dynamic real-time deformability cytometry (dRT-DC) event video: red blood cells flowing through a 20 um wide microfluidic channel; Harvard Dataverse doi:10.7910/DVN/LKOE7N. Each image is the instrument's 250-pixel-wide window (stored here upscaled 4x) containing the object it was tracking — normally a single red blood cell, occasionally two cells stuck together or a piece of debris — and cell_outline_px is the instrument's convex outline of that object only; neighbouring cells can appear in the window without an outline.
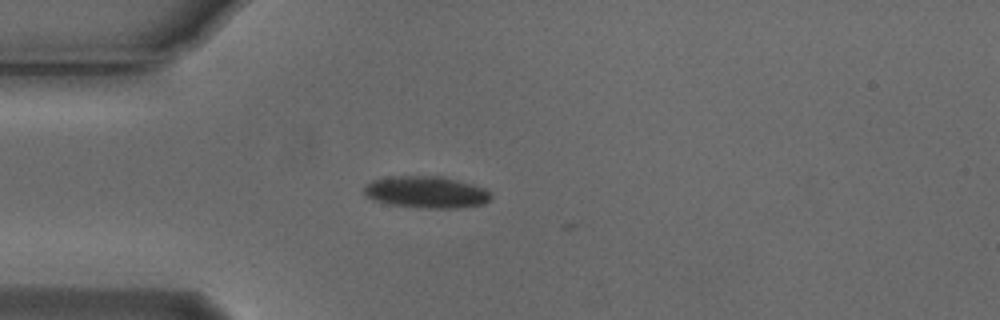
{"species": "Egyptian fruit bat (a non-hibernating species)", "species_latin": "Rousettus aegyptiacus", "temperature_condition": "cold", "stored_images_in_passage": 3, "camera_frame_rate_fps": 3000, "um_per_image_px": 0.085, "animal": {"sex": "male"}, "frame": {"image": 1, "passage_image": 2, "time_ms": 0.333, "image_size_px": [1000, 320], "cell_outline_px": [[492, 196], [484, 204], [456, 208], [420, 208], [388, 204], [372, 200], [364, 192], [364, 188], [372, 180], [392, 176], [440, 176], [472, 184], [484, 188]], "centroid_in_image_um": [36.21, 16.34], "position_along_channel_um": 48.8, "area_um2": 23.41}}